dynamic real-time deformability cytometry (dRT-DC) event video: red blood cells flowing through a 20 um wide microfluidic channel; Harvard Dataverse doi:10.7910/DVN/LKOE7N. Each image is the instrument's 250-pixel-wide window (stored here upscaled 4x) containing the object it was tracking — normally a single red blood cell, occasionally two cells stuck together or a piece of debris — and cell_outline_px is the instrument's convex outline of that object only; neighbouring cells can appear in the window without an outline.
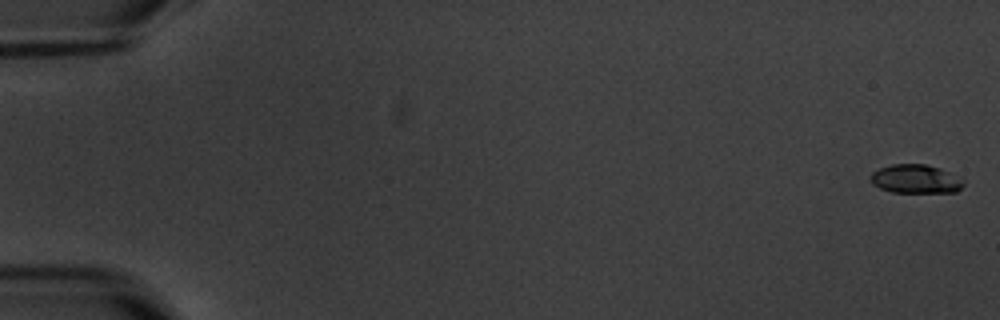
{"species": "common noctule bat (a hibernating species)", "species_latin": "Nyctalus noctula", "temperature_condition": "warm", "stored_images_in_passage": 7, "camera_frame_rate_fps": 3000, "um_per_image_px": 0.085, "animal": {"sex": "male", "body_mass_g": 20.1, "forearm_length_mm": 53.5}, "frame": {"image": 1, "passage_image": 1, "time_ms": 0.0, "image_size_px": [1000, 320], "cell_outline_px": [[964, 184], [956, 192], [892, 192], [880, 188], [872, 184], [868, 180], [868, 176], [872, 172], [880, 168], [892, 164], [924, 164], [940, 168], [964, 180]], "centroid_in_image_um": [77.78, 15.21], "position_along_channel_um": 7.2, "area_um2": 15.61}}
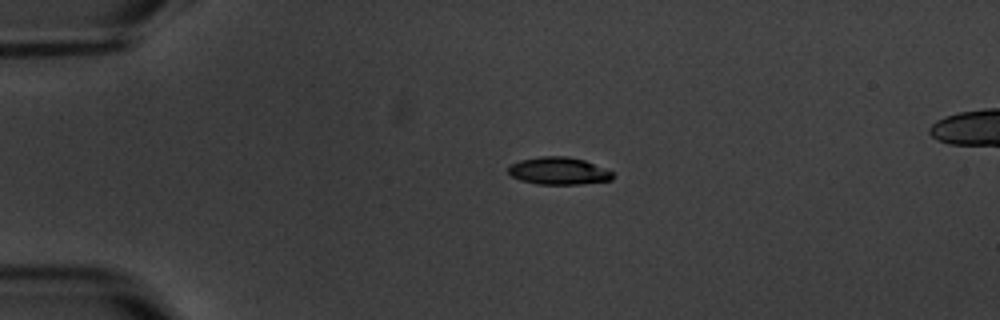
{"frame": {"image": 2, "passage_image": 5, "time_ms": 4.333, "image_size_px": [1000, 320], "cell_outline_px": [[612, 180], [580, 184], [536, 184], [520, 180], [512, 176], [508, 172], [508, 164], [520, 160], [540, 156], [568, 156], [584, 160], [604, 168], [612, 172]], "centroid_in_image_um": [47.44, 14.52], "position_along_channel_um": 37.6, "area_um2": 16.7}}